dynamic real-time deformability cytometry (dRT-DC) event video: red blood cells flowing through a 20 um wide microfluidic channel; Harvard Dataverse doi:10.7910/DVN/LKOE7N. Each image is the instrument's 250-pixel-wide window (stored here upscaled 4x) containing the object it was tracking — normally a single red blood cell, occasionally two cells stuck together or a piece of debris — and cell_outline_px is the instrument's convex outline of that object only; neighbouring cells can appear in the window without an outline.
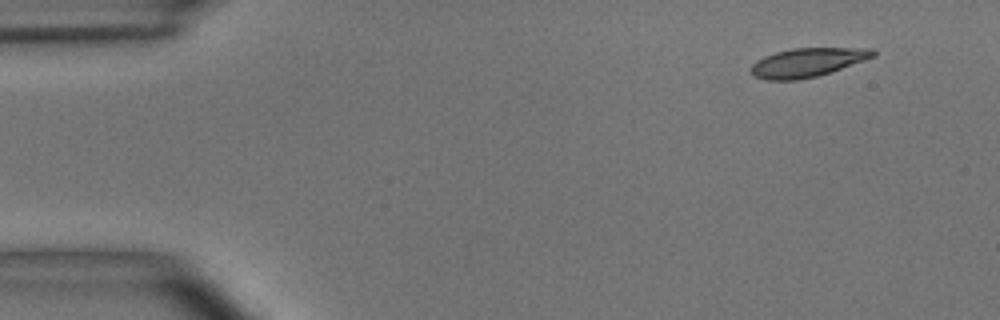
{"species": "common noctule bat (a hibernating species)", "species_latin": "Nyctalus noctula", "temperature_condition": "room temperature", "stored_images_in_passage": 51, "camera_frame_rate_fps": 3000, "um_per_image_px": 0.085, "animal": {"sex": "male", "body_mass_g": 15.6}, "frame": {"image": 1, "passage_image": 1, "time_ms": 0.0, "image_size_px": [1000, 320], "cell_outline_px": [[876, 56], [816, 76], [796, 80], [768, 80], [752, 76], [752, 64], [756, 60], [764, 56], [776, 52], [792, 48], [872, 48], [876, 52]], "centroid_in_image_um": [68.6, 5.3], "position_along_channel_um": 16.4, "area_um2": 20.29}}
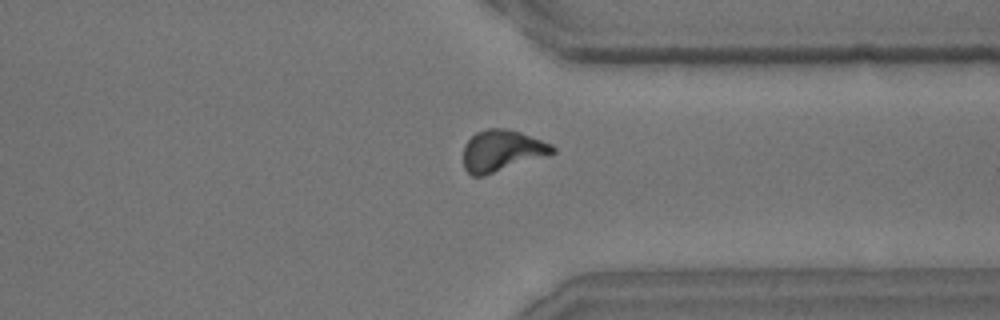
{"frame": {"image": 2, "passage_image": 38, "time_ms": 12.333, "image_size_px": [1000, 320], "cell_outline_px": [[556, 152], [484, 176], [472, 176], [464, 168], [464, 144], [476, 132], [488, 128], [508, 128], [520, 132], [552, 144], [556, 148]], "centroid_in_image_um": [42.64, 12.8], "position_along_channel_um": 368.8, "area_um2": 21.39}}
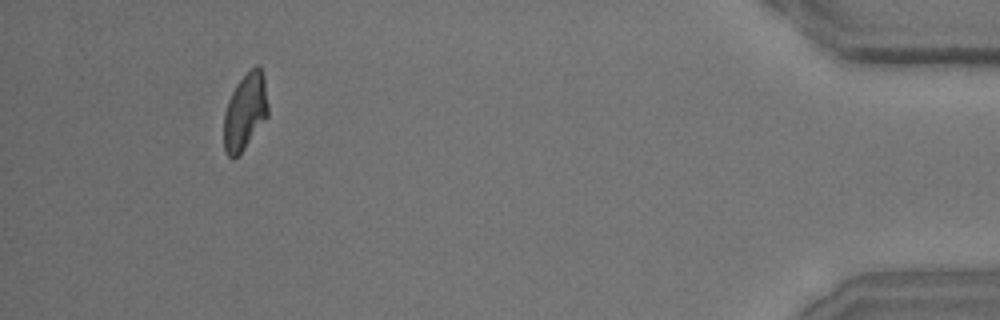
{"frame": {"image": 3, "passage_image": 47, "time_ms": 15.333, "image_size_px": [1000, 320], "cell_outline_px": [[268, 116], [244, 148], [232, 160], [228, 156], [224, 148], [224, 112], [228, 100], [236, 84], [256, 64], [260, 64], [264, 76], [268, 104]], "centroid_in_image_um": [20.84, 9.46], "position_along_channel_um": 414.4, "area_um2": 19.65}, "authors_computed_cell_mechanics": {"area_um2": 20.9236, "velocity_mm_per_s": 3.6481, "shape_relaxation_time_tau1_ms": 3.8017, "shape_relaxation_time_tau2_ms": 1.9356, "deformation_change_tau1": 0.1496, "deformation_change_tau2": 0.089}}